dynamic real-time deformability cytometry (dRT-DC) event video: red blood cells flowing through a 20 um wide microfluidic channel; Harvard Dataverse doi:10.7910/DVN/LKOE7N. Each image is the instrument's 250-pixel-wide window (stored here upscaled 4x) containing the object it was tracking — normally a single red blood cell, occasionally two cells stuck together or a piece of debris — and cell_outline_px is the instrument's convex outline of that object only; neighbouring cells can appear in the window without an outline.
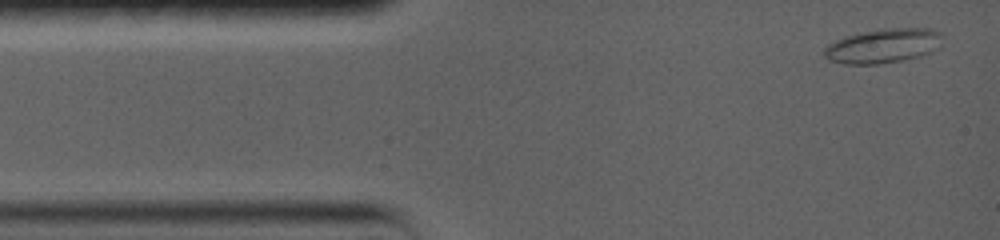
{"species": "common noctule bat (a hibernating species)", "species_latin": "Nyctalus noctula", "temperature_condition": "warm", "stored_images_in_passage": 5, "camera_frame_rate_fps": 5000, "um_per_image_px": 0.085, "animal": {"sex": "female", "body_mass_g": 19.0, "forearm_length_mm": 56.7}, "frame": {"image": 1, "passage_image": 1, "time_ms": 0.0, "image_size_px": [1000, 240], "cell_outline_px": [[944, 32], [940, 48], [924, 56], [904, 60], [876, 64], [844, 64], [828, 60], [824, 56], [824, 48], [828, 44], [844, 36], [884, 28], [932, 28]], "centroid_in_image_um": [75.15, 3.89], "position_along_channel_um": 9.9, "area_um2": 24.22}}
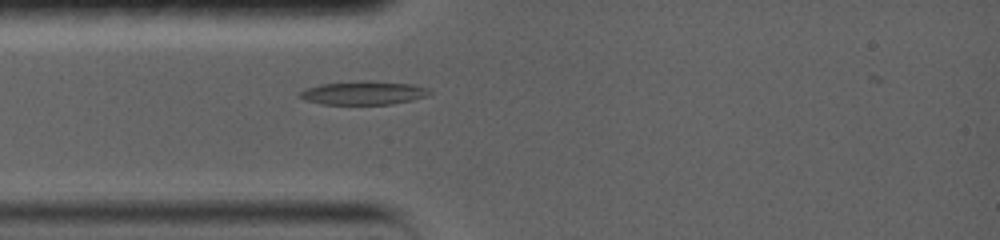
{"frame": {"image": 2, "passage_image": 5, "time_ms": 3.0, "image_size_px": [1000, 240], "cell_outline_px": [[432, 92], [424, 96], [412, 100], [392, 104], [324, 104], [304, 100], [296, 96], [304, 88], [320, 84], [364, 80], [368, 80], [412, 84], [428, 88]], "centroid_in_image_um": [30.85, 7.89], "position_along_channel_um": 54.2, "area_um2": 17.92}}